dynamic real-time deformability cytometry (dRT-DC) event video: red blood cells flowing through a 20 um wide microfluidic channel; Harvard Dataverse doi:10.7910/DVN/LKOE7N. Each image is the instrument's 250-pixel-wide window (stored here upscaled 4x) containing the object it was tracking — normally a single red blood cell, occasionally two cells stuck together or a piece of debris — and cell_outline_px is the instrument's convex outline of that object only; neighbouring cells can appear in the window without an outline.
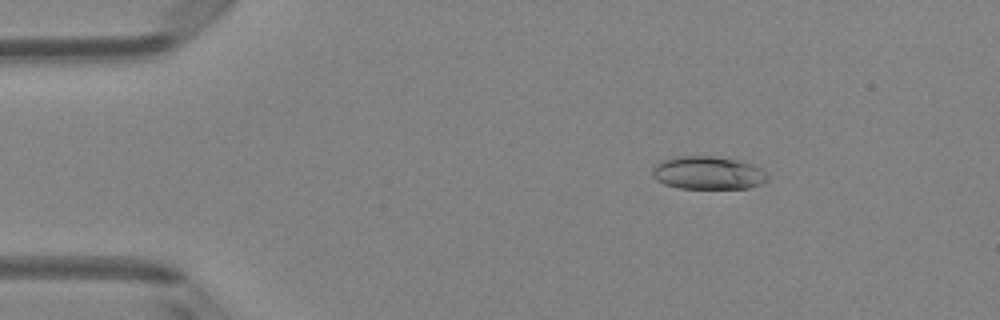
{"species": "Egyptian fruit bat (a non-hibernating species)", "species_latin": "Rousettus aegyptiacus", "temperature_condition": "room temperature", "stored_images_in_passage": 7, "camera_frame_rate_fps": 3000, "um_per_image_px": 0.085, "animal": {"sex": "female"}, "frame": {"image": 1, "passage_image": 3, "time_ms": 0.667, "image_size_px": [1000, 320], "cell_outline_px": [[768, 180], [760, 184], [748, 188], [680, 188], [664, 184], [656, 180], [652, 176], [652, 168], [656, 164], [664, 160], [676, 156], [712, 156], [740, 160], [756, 164], [768, 176]], "centroid_in_image_um": [60.19, 14.69], "position_along_channel_um": 24.8, "area_um2": 22.31}}
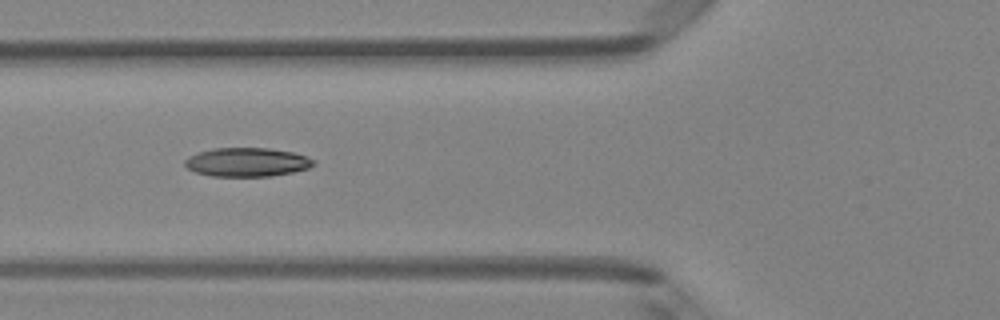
{"frame": {"image": 2, "passage_image": 6, "time_ms": 1.667, "image_size_px": [1000, 320], "cell_outline_px": [[316, 164], [308, 168], [292, 172], [272, 176], [212, 176], [196, 172], [188, 168], [184, 164], [184, 160], [188, 156], [212, 148], [268, 148], [292, 152], [316, 160]], "centroid_in_image_um": [20.99, 13.78], "position_along_channel_um": 104.8, "area_um2": 21.56}}
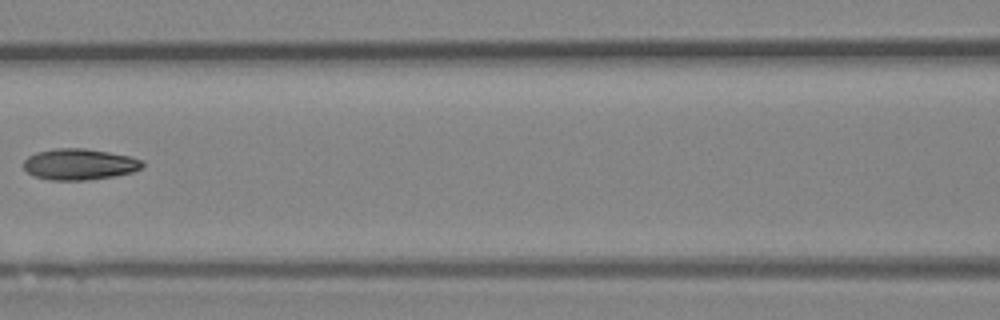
{"frame": {"image": 3, "passage_image": 7, "time_ms": 2.0, "image_size_px": [1000, 320], "cell_outline_px": [[144, 168], [132, 172], [112, 176], [88, 180], [48, 180], [32, 176], [24, 168], [24, 160], [28, 156], [36, 152], [52, 148], [84, 148], [132, 156], [144, 160]], "centroid_in_image_um": [6.76, 13.96], "position_along_channel_um": 159.8, "area_um2": 21.85}}